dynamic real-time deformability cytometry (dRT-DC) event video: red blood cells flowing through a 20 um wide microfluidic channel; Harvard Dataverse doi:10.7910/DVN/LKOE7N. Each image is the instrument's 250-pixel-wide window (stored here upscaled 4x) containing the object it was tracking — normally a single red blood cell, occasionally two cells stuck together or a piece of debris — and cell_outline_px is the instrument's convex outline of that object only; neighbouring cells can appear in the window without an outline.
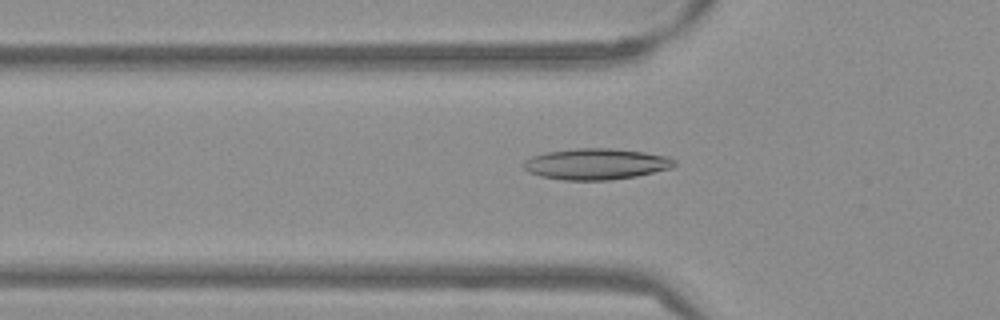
{"species": "Egyptian fruit bat (a non-hibernating species)", "species_latin": "Rousettus aegyptiacus", "temperature_condition": "warm", "stored_images_in_passage": 38, "camera_frame_rate_fps": 3000, "um_per_image_px": 0.085, "frame": {"image": 1, "passage_image": 3, "time_ms": 0.667, "image_size_px": [1000, 320], "cell_outline_px": [[676, 164], [672, 168], [636, 176], [608, 180], [564, 180], [540, 176], [528, 172], [520, 164], [524, 160], [532, 156], [548, 152], [576, 148], [612, 148], [644, 152], [668, 156], [676, 160]], "centroid_in_image_um": [50.66, 13.94], "position_along_channel_um": 75.1, "area_um2": 27.46}}
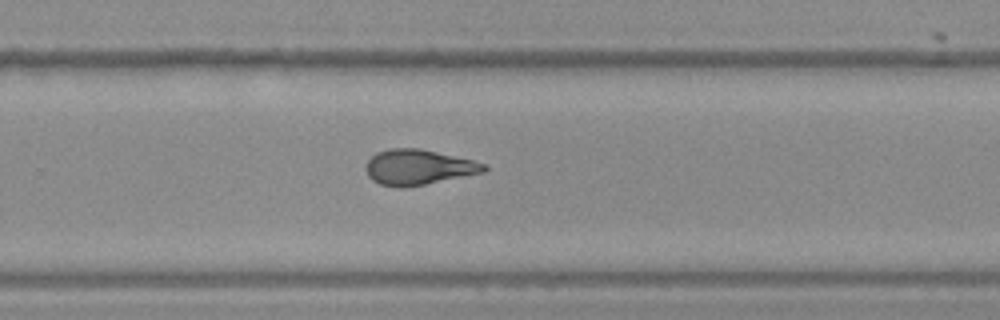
{"frame": {"image": 2, "passage_image": 20, "time_ms": 6.333, "image_size_px": [1000, 320], "cell_outline_px": [[488, 168], [484, 172], [424, 184], [400, 188], [380, 184], [372, 180], [368, 176], [364, 168], [368, 160], [376, 152], [388, 148], [420, 148], [472, 160], [488, 164]], "centroid_in_image_um": [35.53, 14.2], "position_along_channel_um": 294.3, "area_um2": 24.28}}
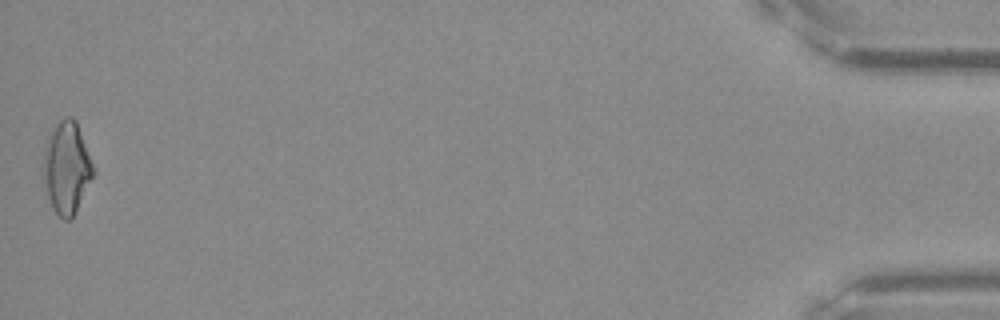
{"frame": {"image": 3, "passage_image": 38, "time_ms": 12.333, "image_size_px": [1000, 320], "cell_outline_px": [[96, 172], [72, 220], [64, 220], [52, 208], [44, 184], [44, 144], [48, 136], [56, 124], [64, 116], [72, 116], [76, 120], [96, 168]], "centroid_in_image_um": [5.7, 14.25], "position_along_channel_um": 429.5, "area_um2": 27.17}, "authors_computed_cell_mechanics": {"area_um2": 24.3049, "velocity_mm_per_s": 3.8439, "shape_relaxation_time_tau1_ms": 7.1479, "shape_relaxation_time_tau2_ms": 2.3507, "deformation_change_tau1": 0.2085, "deformation_change_tau2": 0.1011}}